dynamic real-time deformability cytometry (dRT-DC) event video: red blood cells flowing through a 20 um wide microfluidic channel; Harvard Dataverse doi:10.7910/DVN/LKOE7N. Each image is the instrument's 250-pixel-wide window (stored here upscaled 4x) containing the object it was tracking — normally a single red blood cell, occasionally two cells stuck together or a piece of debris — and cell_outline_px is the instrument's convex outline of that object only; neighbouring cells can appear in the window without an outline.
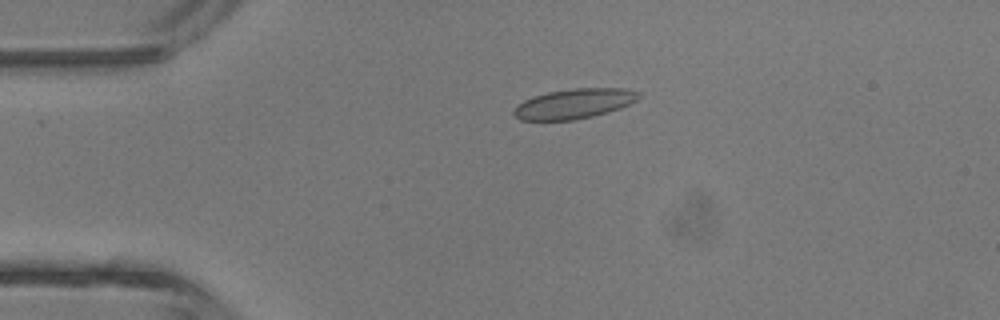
{"species": "common noctule bat (a hibernating species)", "species_latin": "Nyctalus noctula", "temperature_condition": "room temperature", "stored_images_in_passage": 5, "camera_frame_rate_fps": 3000, "um_per_image_px": 0.085, "animal": {"sex": "male", "body_mass_g": 13.3}, "frame": {"image": 1, "passage_image": 5, "time_ms": 4.667, "image_size_px": [1000, 320], "cell_outline_px": [[640, 96], [636, 100], [620, 108], [608, 112], [576, 120], [520, 120], [512, 112], [516, 104], [532, 96], [548, 92], [572, 88], [628, 88], [640, 92]], "centroid_in_image_um": [48.79, 8.81], "position_along_channel_um": 36.2, "area_um2": 21.91}}